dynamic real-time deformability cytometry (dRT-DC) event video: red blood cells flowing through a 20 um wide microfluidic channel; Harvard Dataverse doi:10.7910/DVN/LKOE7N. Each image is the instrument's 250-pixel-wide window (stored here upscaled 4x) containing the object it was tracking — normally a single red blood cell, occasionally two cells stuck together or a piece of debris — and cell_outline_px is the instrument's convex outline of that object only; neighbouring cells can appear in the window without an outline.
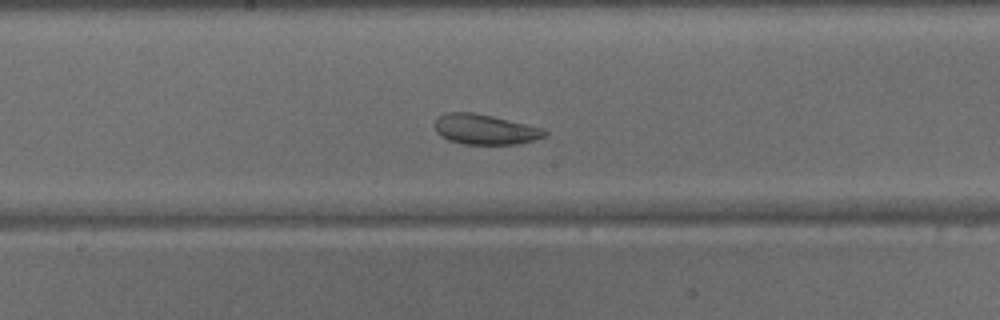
{"species": "common noctule bat (a hibernating species)", "species_latin": "Nyctalus noctula", "temperature_condition": "warm", "stored_images_in_passage": 33, "camera_frame_rate_fps": 3000, "um_per_image_px": 0.085, "animal": {"sex": "male", "body_mass_g": 15.6}, "frame": {"image": 1, "passage_image": 15, "time_ms": 4.667, "image_size_px": [1000, 320], "cell_outline_px": [[548, 132], [544, 136], [532, 140], [516, 144], [460, 144], [448, 140], [440, 136], [436, 132], [436, 120], [444, 112], [472, 112], [492, 116], [544, 128]], "centroid_in_image_um": [41.2, 11.0], "position_along_channel_um": 207.0, "area_um2": 19.25}}
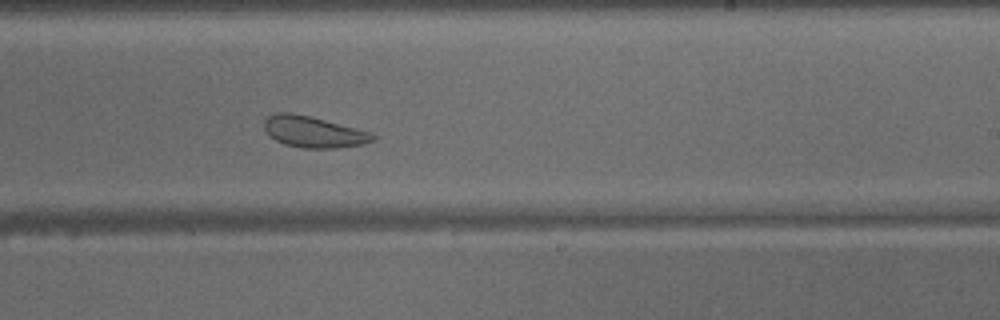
{"frame": {"image": 2, "passage_image": 19, "time_ms": 6.0, "image_size_px": [1000, 320], "cell_outline_px": [[376, 140], [364, 144], [336, 148], [304, 148], [284, 144], [276, 140], [264, 128], [264, 120], [268, 116], [276, 112], [292, 112], [372, 132], [376, 136]], "centroid_in_image_um": [26.67, 11.21], "position_along_channel_um": 262.3, "area_um2": 19.65}}